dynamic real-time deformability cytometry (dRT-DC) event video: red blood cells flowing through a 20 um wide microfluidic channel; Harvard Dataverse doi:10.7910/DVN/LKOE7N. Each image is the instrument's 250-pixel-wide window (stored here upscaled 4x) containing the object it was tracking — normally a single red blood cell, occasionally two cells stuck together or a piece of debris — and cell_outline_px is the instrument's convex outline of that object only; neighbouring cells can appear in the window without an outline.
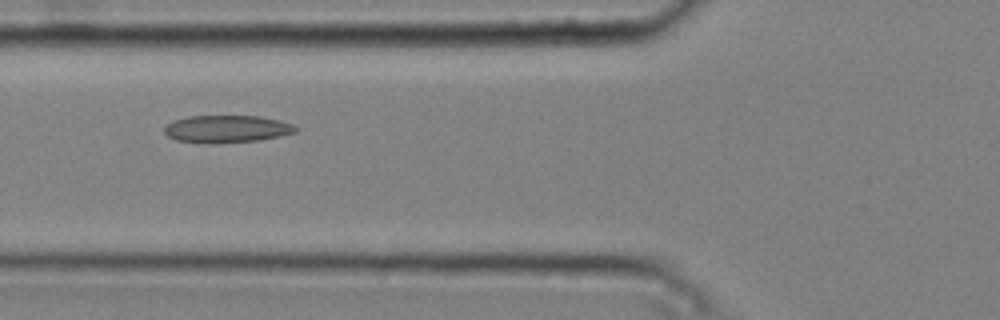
{"species": "common noctule bat (a hibernating species)", "species_latin": "Nyctalus noctula", "temperature_condition": "cold", "stored_images_in_passage": 7, "camera_frame_rate_fps": 3000, "um_per_image_px": 0.085, "animal": {"sex": "male", "body_mass_g": 20.4}, "frame": {"image": 1, "passage_image": 5, "time_ms": 1.333, "image_size_px": [1000, 320], "cell_outline_px": [[296, 132], [280, 136], [260, 140], [216, 144], [204, 144], [176, 140], [168, 136], [164, 132], [164, 128], [172, 120], [188, 116], [260, 116], [280, 120], [292, 124], [296, 128]], "centroid_in_image_um": [19.25, 10.97], "position_along_channel_um": 106.6, "area_um2": 21.21}}
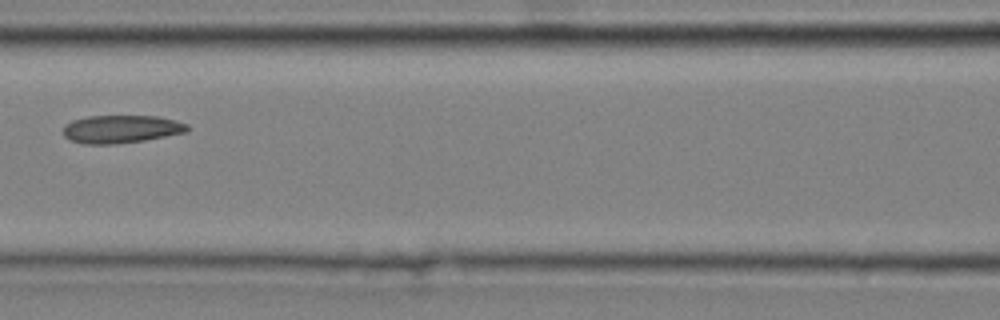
{"frame": {"image": 2, "passage_image": 6, "time_ms": 1.667, "image_size_px": [1000, 320], "cell_outline_px": [[192, 128], [188, 132], [144, 140], [116, 144], [84, 144], [68, 140], [64, 136], [64, 124], [72, 120], [88, 116], [156, 116], [188, 124]], "centroid_in_image_um": [10.29, 10.98], "position_along_channel_um": 156.3, "area_um2": 20.35}}
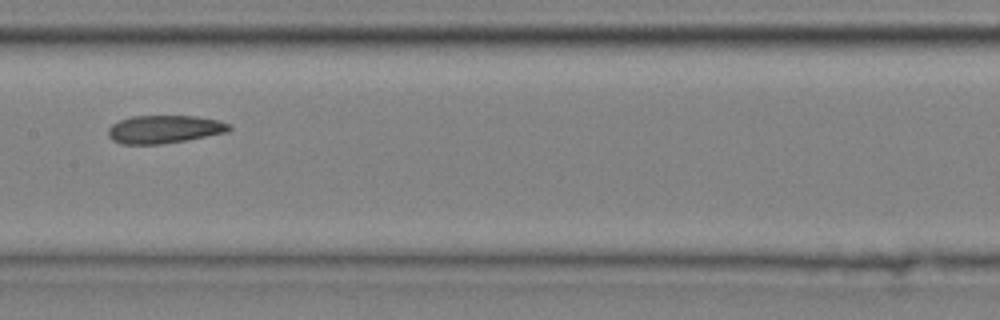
{"frame": {"image": 3, "passage_image": 7, "time_ms": 2.0, "image_size_px": [1000, 320], "cell_outline_px": [[232, 128], [228, 132], [184, 140], [160, 144], [120, 144], [112, 140], [108, 136], [108, 128], [112, 124], [120, 120], [132, 116], [196, 116], [216, 120], [232, 124]], "centroid_in_image_um": [13.95, 10.98], "position_along_channel_um": 193.4, "area_um2": 19.71}}